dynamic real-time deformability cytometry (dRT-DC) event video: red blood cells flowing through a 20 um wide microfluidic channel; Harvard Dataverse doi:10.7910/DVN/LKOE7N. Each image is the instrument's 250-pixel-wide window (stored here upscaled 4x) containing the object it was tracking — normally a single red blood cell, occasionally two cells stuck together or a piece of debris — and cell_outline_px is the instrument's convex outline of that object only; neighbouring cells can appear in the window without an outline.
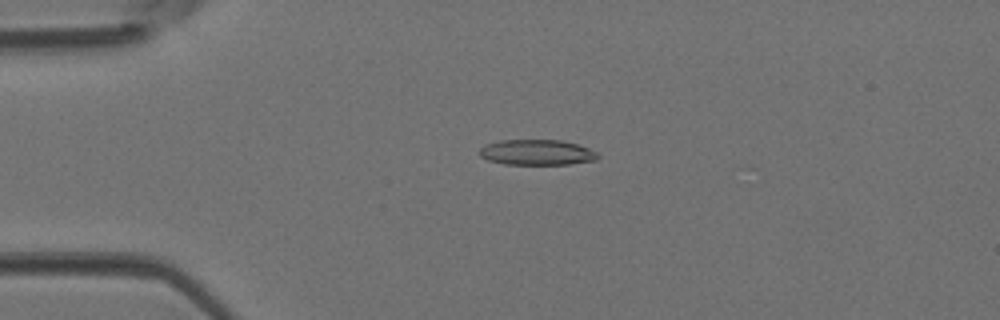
{"species": "Egyptian fruit bat (a non-hibernating species)", "species_latin": "Rousettus aegyptiacus", "temperature_condition": "room temperature", "stored_images_in_passage": 43, "camera_frame_rate_fps": 3000, "um_per_image_px": 0.085, "animal": {"sex": "female"}, "frame": {"image": 1, "passage_image": 9, "time_ms": 2.667, "image_size_px": [1000, 320], "cell_outline_px": [[600, 156], [596, 160], [568, 164], [504, 164], [488, 160], [480, 156], [480, 148], [484, 144], [500, 140], [560, 140], [576, 144], [588, 148], [596, 152]], "centroid_in_image_um": [45.61, 12.95], "position_along_channel_um": 39.4, "area_um2": 17.51}}
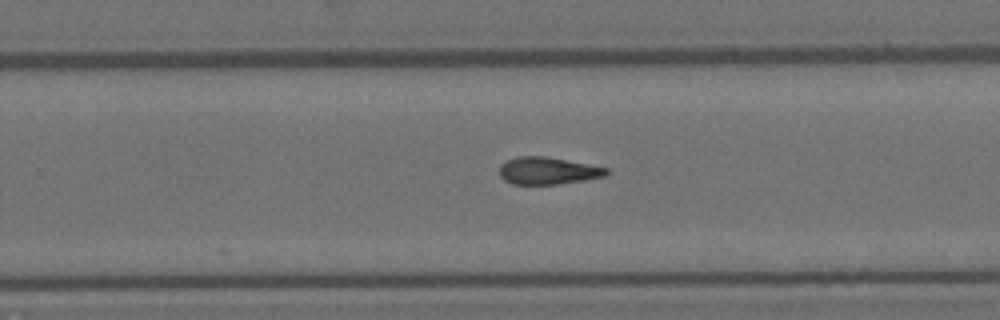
{"frame": {"image": 2, "passage_image": 27, "time_ms": 8.667, "image_size_px": [1000, 320], "cell_outline_px": [[608, 172], [604, 176], [584, 180], [556, 184], [512, 184], [504, 180], [500, 176], [500, 164], [516, 156], [544, 156], [608, 168]], "centroid_in_image_um": [46.52, 14.51], "position_along_channel_um": 283.3, "area_um2": 16.76}}
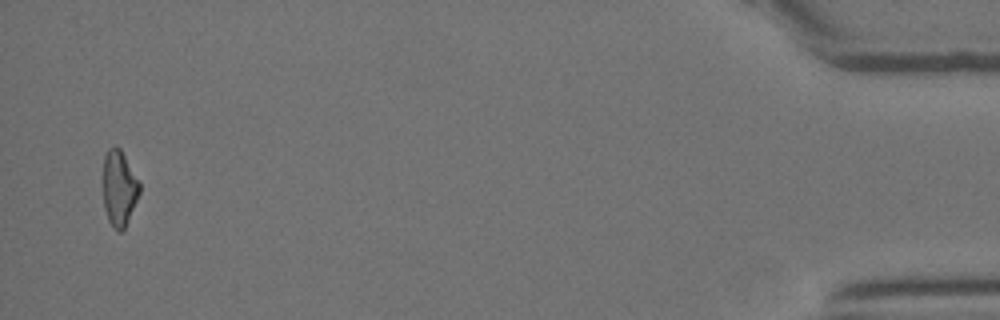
{"frame": {"image": 3, "passage_image": 42, "time_ms": 13.667, "image_size_px": [1000, 320], "cell_outline_px": [[140, 192], [128, 220], [124, 228], [120, 232], [112, 228], [108, 220], [104, 208], [104, 156], [108, 148], [116, 144], [120, 148], [140, 180]], "centroid_in_image_um": [10.14, 15.97], "position_along_channel_um": 425.1, "area_um2": 16.18}}